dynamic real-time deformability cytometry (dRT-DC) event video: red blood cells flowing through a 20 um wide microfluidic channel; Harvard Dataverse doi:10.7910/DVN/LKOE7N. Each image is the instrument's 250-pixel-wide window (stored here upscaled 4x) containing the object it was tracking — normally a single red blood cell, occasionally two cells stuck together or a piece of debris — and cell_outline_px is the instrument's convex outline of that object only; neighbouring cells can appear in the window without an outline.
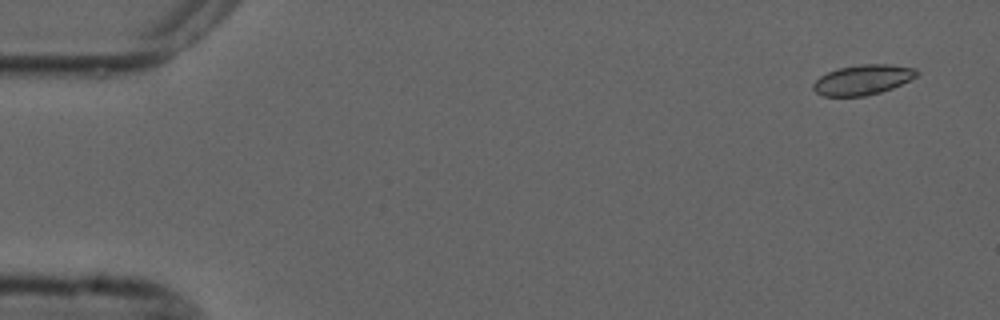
{"species": "common noctule bat (a hibernating species)", "species_latin": "Nyctalus noctula", "temperature_condition": "cold", "stored_images_in_passage": 3, "camera_frame_rate_fps": 3000, "um_per_image_px": 0.085, "animal": {"sex": "male", "forearm_length_mm": 52.5}, "frame": {"image": 1, "passage_image": 1, "time_ms": 0.0, "image_size_px": [1000, 320], "cell_outline_px": [[920, 72], [916, 76], [892, 88], [880, 92], [864, 96], [824, 96], [816, 92], [812, 88], [812, 84], [820, 76], [828, 72], [840, 68], [860, 64], [888, 64], [916, 68]], "centroid_in_image_um": [73.33, 6.77], "position_along_channel_um": 11.7, "area_um2": 17.98}}
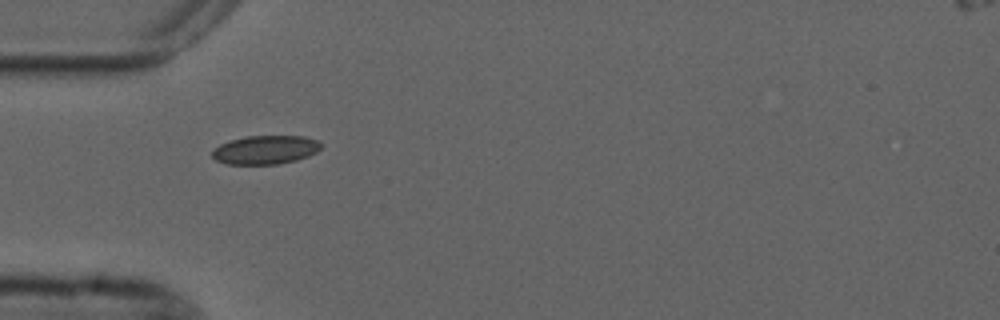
{"frame": {"image": 2, "passage_image": 3, "time_ms": 4.667, "image_size_px": [1000, 320], "cell_outline_px": [[324, 144], [316, 152], [308, 156], [296, 160], [276, 164], [224, 164], [216, 160], [212, 156], [212, 148], [228, 140], [248, 136], [304, 136], [316, 140]], "centroid_in_image_um": [22.53, 12.73], "position_along_channel_um": 62.5, "area_um2": 18.32}}